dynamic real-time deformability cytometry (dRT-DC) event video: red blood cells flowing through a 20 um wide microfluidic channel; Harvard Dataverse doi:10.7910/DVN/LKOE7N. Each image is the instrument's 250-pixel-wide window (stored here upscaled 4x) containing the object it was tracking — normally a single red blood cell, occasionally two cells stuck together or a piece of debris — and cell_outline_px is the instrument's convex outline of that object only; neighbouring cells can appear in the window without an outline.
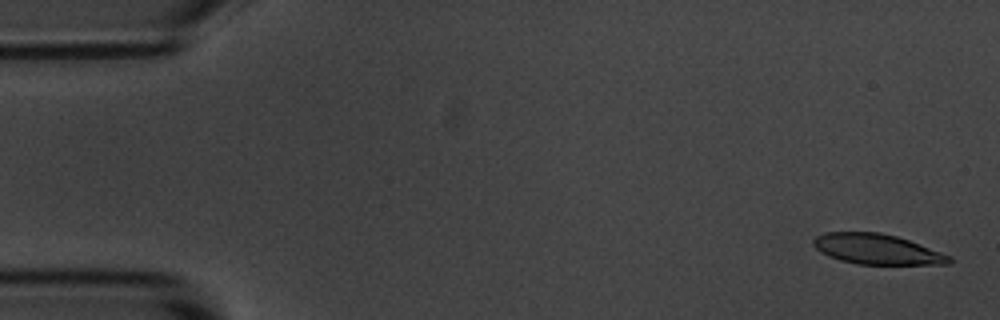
{"species": "common noctule bat (a hibernating species)", "species_latin": "Nyctalus noctula", "temperature_condition": "room temperature", "stored_images_in_passage": 5, "camera_frame_rate_fps": 3000, "um_per_image_px": 0.085, "animal": {"sex": "male", "body_mass_g": 20.1, "forearm_length_mm": 53.5}, "frame": {"image": 1, "passage_image": 1, "time_ms": 0.0, "image_size_px": [1000, 320], "cell_outline_px": [[952, 264], [856, 264], [840, 260], [828, 256], [820, 252], [812, 244], [812, 240], [816, 236], [824, 232], [880, 232], [896, 236], [908, 240], [952, 256]], "centroid_in_image_um": [74.52, 21.18], "position_along_channel_um": 10.5, "area_um2": 23.99}}
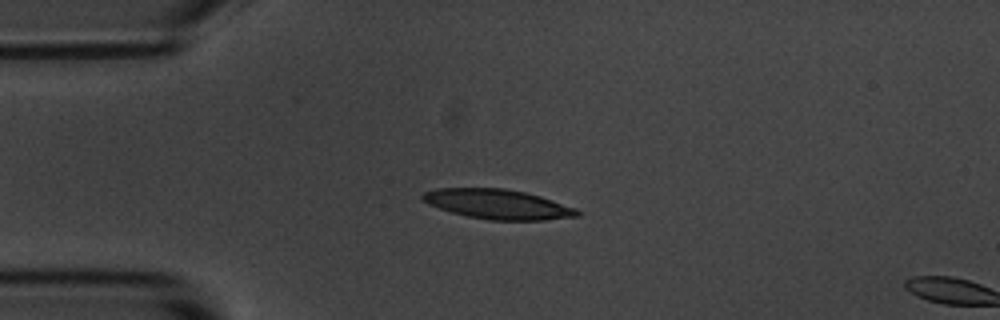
{"frame": {"image": 2, "passage_image": 4, "time_ms": 3.667, "image_size_px": [1000, 320], "cell_outline_px": [[580, 216], [544, 220], [488, 220], [468, 216], [452, 212], [428, 204], [420, 200], [420, 196], [424, 192], [436, 188], [504, 188], [524, 192], [540, 196], [576, 208], [580, 212]], "centroid_in_image_um": [42.29, 17.35], "position_along_channel_um": 42.7, "area_um2": 26.76}}